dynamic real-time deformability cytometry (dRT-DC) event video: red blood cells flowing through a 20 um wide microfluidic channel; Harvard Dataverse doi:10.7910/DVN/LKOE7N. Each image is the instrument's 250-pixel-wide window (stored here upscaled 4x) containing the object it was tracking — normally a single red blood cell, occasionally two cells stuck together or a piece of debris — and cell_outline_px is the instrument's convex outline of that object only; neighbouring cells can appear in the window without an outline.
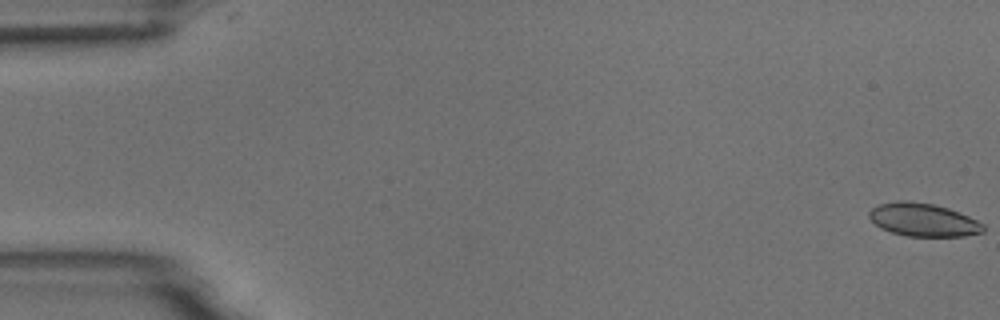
{"species": "common noctule bat (a hibernating species)", "species_latin": "Nyctalus noctula", "temperature_condition": "room temperature", "stored_images_in_passage": 6, "camera_frame_rate_fps": 3000, "um_per_image_px": 0.085, "animal": {"sex": "male", "body_mass_g": 18.8}, "frame": {"image": 1, "passage_image": 1, "time_ms": 0.0, "image_size_px": [1000, 320], "cell_outline_px": [[984, 232], [964, 236], [908, 236], [892, 232], [880, 228], [868, 216], [868, 212], [872, 208], [880, 204], [896, 200], [904, 200], [932, 204], [948, 208], [960, 212], [984, 224]], "centroid_in_image_um": [78.47, 18.68], "position_along_channel_um": 6.5, "area_um2": 21.96}}
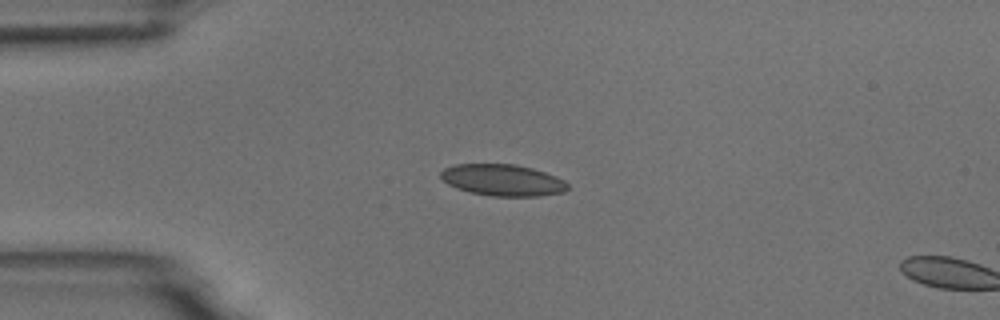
{"frame": {"image": 2, "passage_image": 5, "time_ms": 4.333, "image_size_px": [1000, 320], "cell_outline_px": [[568, 188], [564, 192], [540, 196], [492, 196], [472, 192], [456, 188], [448, 184], [440, 176], [440, 172], [444, 168], [456, 164], [516, 164], [532, 168], [556, 176], [564, 180], [568, 184]], "centroid_in_image_um": [42.74, 15.3], "position_along_channel_um": 42.3, "area_um2": 23.29}}